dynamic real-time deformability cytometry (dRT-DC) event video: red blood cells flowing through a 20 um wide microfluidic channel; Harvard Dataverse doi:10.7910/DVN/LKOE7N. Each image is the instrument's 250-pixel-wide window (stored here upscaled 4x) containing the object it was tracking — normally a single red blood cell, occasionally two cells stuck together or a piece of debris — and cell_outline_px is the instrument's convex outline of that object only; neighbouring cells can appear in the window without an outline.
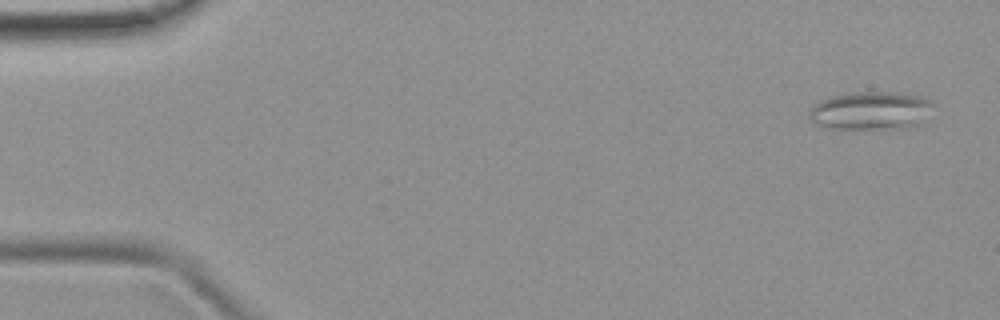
{"species": "common noctule bat (a hibernating species)", "species_latin": "Nyctalus noctula", "temperature_condition": "room temperature", "stored_images_in_passage": 46, "camera_frame_rate_fps": 3000, "um_per_image_px": 0.085, "animal": {"sex": "female", "body_mass_g": 19.9}, "frame": {"image": 1, "passage_image": 1, "time_ms": 0.0, "image_size_px": [1000, 320], "cell_outline_px": [[932, 104], [916, 124], [912, 128], [856, 132], [836, 132], [816, 124], [808, 120], [808, 112], [820, 100], [828, 96], [844, 92], [892, 92], [924, 96]], "centroid_in_image_um": [73.85, 9.47], "position_along_channel_um": 11.2, "area_um2": 28.9}}
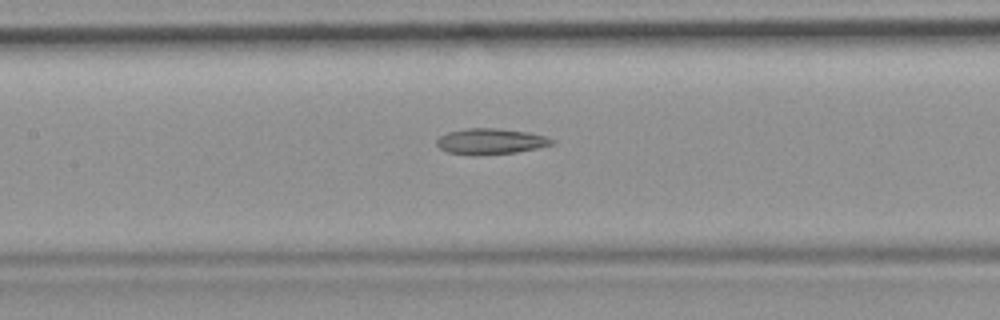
{"frame": {"image": 2, "passage_image": 22, "time_ms": 7.0, "image_size_px": [1000, 320], "cell_outline_px": [[556, 144], [516, 152], [476, 156], [472, 156], [448, 152], [440, 148], [436, 144], [436, 140], [440, 136], [448, 132], [468, 128], [496, 128], [528, 132], [544, 136], [556, 140]], "centroid_in_image_um": [41.7, 12.02], "position_along_channel_um": 165.7, "area_um2": 17.46}}
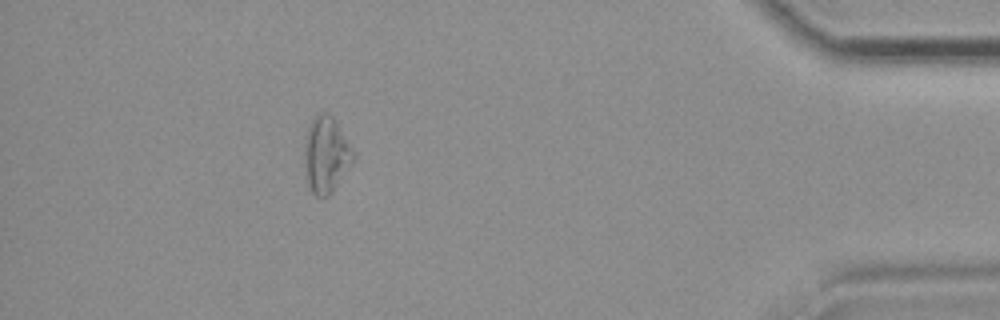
{"frame": {"image": 3, "passage_image": 44, "time_ms": 14.333, "image_size_px": [1000, 320], "cell_outline_px": [[352, 160], [332, 192], [328, 196], [316, 196], [312, 192], [308, 184], [304, 164], [304, 136], [308, 124], [316, 112], [328, 112], [332, 116], [352, 148]], "centroid_in_image_um": [27.64, 13.09], "position_along_channel_um": 407.6, "area_um2": 21.44}, "authors_computed_cell_mechanics": {"area_um2": 18.8428, "velocity_mm_per_s": 3.9898, "shape_relaxation_time_tau1_ms": null, "shape_relaxation_time_tau2_ms": 6.5835, "deformation_change_tau1": null, "deformation_change_tau2": 0.189}}